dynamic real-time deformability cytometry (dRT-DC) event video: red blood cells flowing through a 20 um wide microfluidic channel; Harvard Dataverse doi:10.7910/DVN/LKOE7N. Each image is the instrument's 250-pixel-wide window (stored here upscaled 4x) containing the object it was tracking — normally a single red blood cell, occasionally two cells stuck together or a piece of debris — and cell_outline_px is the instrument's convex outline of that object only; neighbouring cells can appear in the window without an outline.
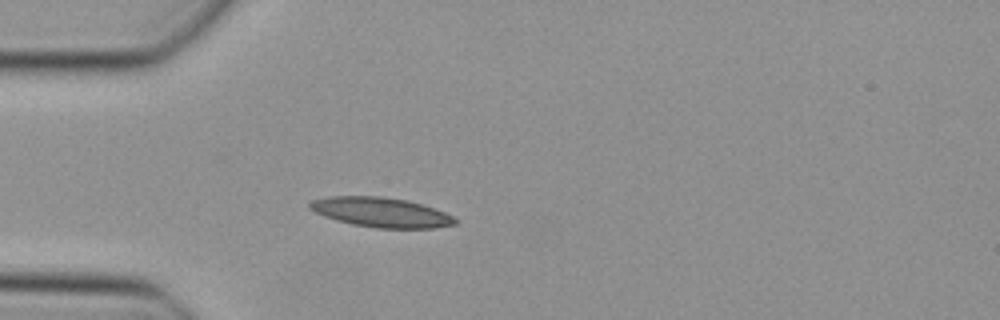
{"species": "Egyptian fruit bat (a non-hibernating species)", "species_latin": "Rousettus aegyptiacus", "temperature_condition": "cold", "stored_images_in_passage": 5, "camera_frame_rate_fps": 3000, "um_per_image_px": 0.085, "animal": {"sex": "female"}, "frame": {"image": 1, "passage_image": 1, "time_ms": 0.0, "image_size_px": [1000, 320], "cell_outline_px": [[456, 224], [432, 228], [376, 228], [352, 224], [336, 220], [324, 216], [308, 208], [308, 204], [312, 200], [328, 196], [380, 196], [408, 200], [444, 212], [452, 216], [456, 220]], "centroid_in_image_um": [32.34, 18.04], "position_along_channel_um": 52.7, "area_um2": 25.03}}
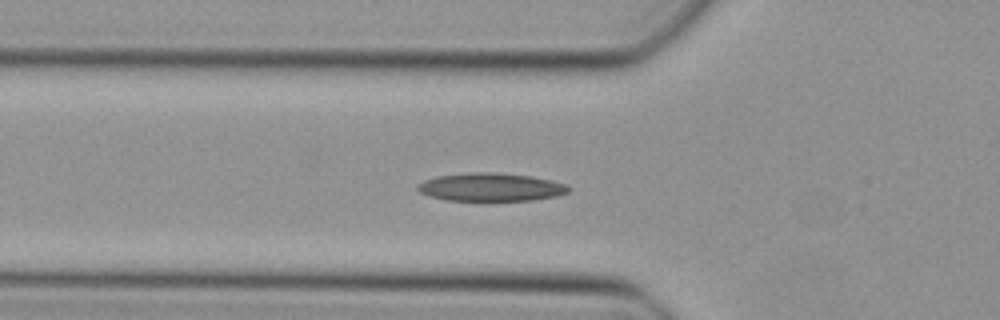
{"frame": {"image": 2, "passage_image": 4, "time_ms": 1.0, "image_size_px": [1000, 320], "cell_outline_px": [[568, 192], [556, 196], [532, 200], [448, 200], [432, 196], [420, 192], [416, 188], [416, 184], [424, 180], [436, 176], [468, 172], [492, 172], [532, 176], [564, 184], [568, 188]], "centroid_in_image_um": [41.66, 15.89], "position_along_channel_um": 84.1, "area_um2": 24.45}}